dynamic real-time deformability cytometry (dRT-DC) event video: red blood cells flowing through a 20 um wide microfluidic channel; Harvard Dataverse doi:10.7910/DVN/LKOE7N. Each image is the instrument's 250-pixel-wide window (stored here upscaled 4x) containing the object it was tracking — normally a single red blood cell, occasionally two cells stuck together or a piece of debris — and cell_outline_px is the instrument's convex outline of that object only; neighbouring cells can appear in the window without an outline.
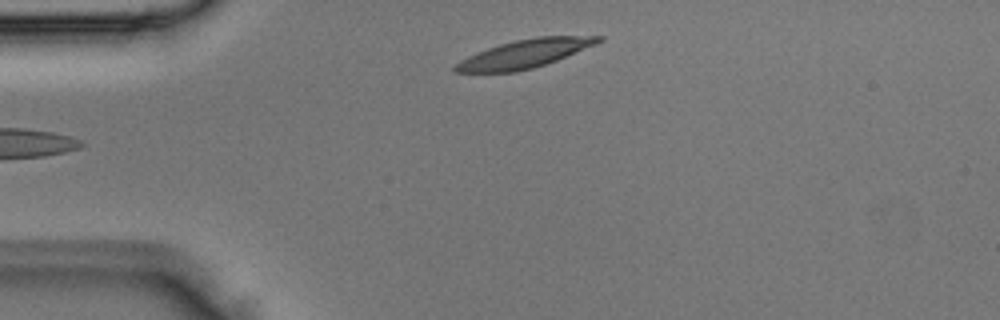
{"species": "Egyptian fruit bat (a non-hibernating species)", "species_latin": "Rousettus aegyptiacus", "temperature_condition": "room temperature", "stored_images_in_passage": 3, "camera_frame_rate_fps": 3000, "um_per_image_px": 0.085, "animal": {"sex": "male"}, "frame": {"image": 1, "passage_image": 3, "time_ms": 0.667, "image_size_px": [1000, 320], "cell_outline_px": [[604, 40], [596, 44], [556, 60], [532, 68], [516, 72], [452, 72], [452, 68], [460, 60], [476, 52], [500, 44], [516, 40], [536, 36], [604, 36]], "centroid_in_image_um": [44.58, 4.56], "position_along_channel_um": 40.4, "area_um2": 23.41}}